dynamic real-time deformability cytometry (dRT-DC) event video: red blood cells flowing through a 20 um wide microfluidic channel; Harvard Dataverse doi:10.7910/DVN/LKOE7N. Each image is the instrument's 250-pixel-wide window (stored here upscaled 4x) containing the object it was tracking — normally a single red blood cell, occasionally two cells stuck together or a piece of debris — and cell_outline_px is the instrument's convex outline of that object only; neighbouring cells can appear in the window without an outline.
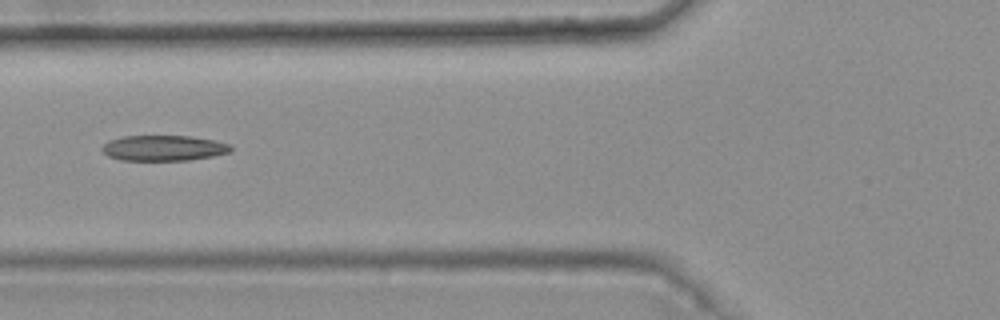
{"species": "common noctule bat (a hibernating species)", "species_latin": "Nyctalus noctula", "temperature_condition": "warm", "stored_images_in_passage": 5, "camera_frame_rate_fps": 3000, "um_per_image_px": 0.085, "animal": {"sex": "female", "body_mass_g": 25.1}, "frame": {"image": 1, "passage_image": 5, "time_ms": 1.333, "image_size_px": [1000, 320], "cell_outline_px": [[232, 152], [212, 156], [188, 160], [120, 160], [108, 156], [100, 148], [108, 140], [124, 136], [188, 136], [212, 140], [228, 144], [232, 148]], "centroid_in_image_um": [13.87, 12.58], "position_along_channel_um": 111.9, "area_um2": 19.02}}